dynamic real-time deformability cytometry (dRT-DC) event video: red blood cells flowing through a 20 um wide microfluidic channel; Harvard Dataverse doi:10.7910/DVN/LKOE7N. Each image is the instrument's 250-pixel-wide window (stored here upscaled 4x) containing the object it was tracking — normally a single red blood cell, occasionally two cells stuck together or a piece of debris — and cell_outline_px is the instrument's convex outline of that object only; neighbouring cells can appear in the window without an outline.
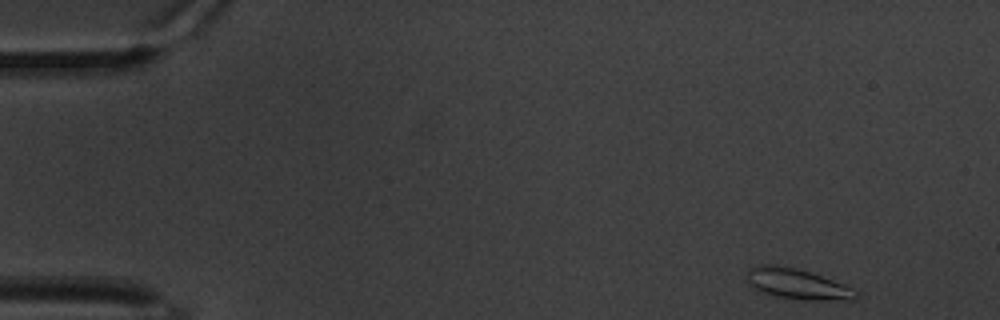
{"species": "common noctule bat (a hibernating species)", "species_latin": "Nyctalus noctula", "temperature_condition": "warm", "stored_images_in_passage": 57, "camera_frame_rate_fps": 3000, "um_per_image_px": 0.085, "animal": {"sex": "male", "body_mass_g": 20.1, "forearm_length_mm": 53.5}, "frame": {"image": 1, "passage_image": 1, "time_ms": 0.0, "image_size_px": [1000, 320], "cell_outline_px": [[860, 296], [852, 300], [804, 300], [772, 296], [748, 284], [744, 276], [748, 268], [760, 264], [772, 264], [796, 268], [832, 280], [852, 288], [860, 292]], "centroid_in_image_um": [67.73, 24.14], "position_along_channel_um": 17.3, "area_um2": 19.54}}
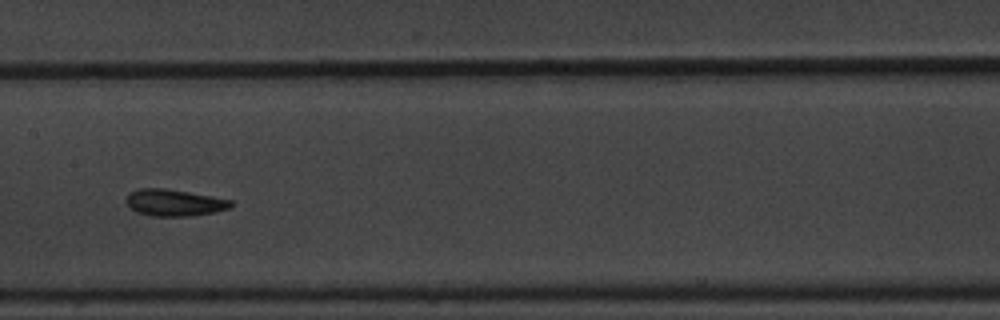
{"frame": {"image": 2, "passage_image": 27, "time_ms": 8.667, "image_size_px": [1000, 320], "cell_outline_px": [[236, 204], [232, 208], [192, 216], [152, 216], [136, 212], [124, 200], [136, 188], [164, 188], [188, 192], [232, 200]], "centroid_in_image_um": [14.84, 17.23], "position_along_channel_um": 192.6, "area_um2": 16.3}}
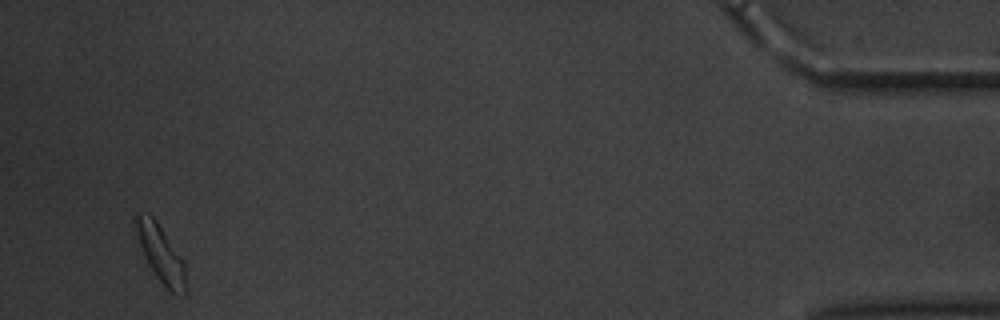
{"frame": {"image": 3, "passage_image": 55, "time_ms": 18.0, "image_size_px": [1000, 320], "cell_outline_px": [[188, 288], [184, 296], [172, 292], [156, 276], [148, 264], [144, 256], [132, 220], [132, 216], [136, 212], [148, 212], [156, 220], [184, 260]], "centroid_in_image_um": [13.66, 21.52], "position_along_channel_um": 421.5, "area_um2": 16.99}, "authors_computed_cell_mechanics": {"area_um2": 16.2996, "velocity_mm_per_s": 3.2606, "shape_relaxation_time_tau1_ms": 4.8642, "shape_relaxation_time_tau2_ms": 5.0088, "deformation_change_tau1": 0.1046, "deformation_change_tau2": 0.1152}}